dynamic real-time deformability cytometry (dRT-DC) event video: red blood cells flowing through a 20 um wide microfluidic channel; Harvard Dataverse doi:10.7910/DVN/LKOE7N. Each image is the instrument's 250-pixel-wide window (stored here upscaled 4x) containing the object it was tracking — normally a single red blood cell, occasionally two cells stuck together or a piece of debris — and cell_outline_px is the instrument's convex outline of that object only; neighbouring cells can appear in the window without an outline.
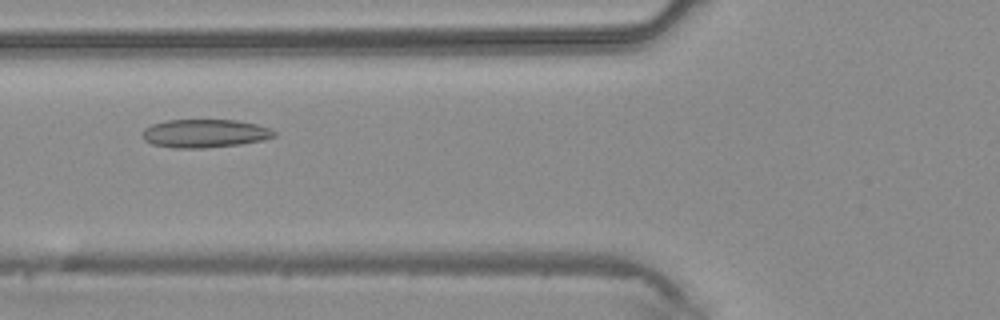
{"species": "common noctule bat (a hibernating species)", "species_latin": "Nyctalus noctula", "temperature_condition": "warm", "stored_images_in_passage": 29, "camera_frame_rate_fps": 3000, "um_per_image_px": 0.085, "animal": {"sex": "male", "body_mass_g": 20.4}, "frame": {"image": 1, "passage_image": 3, "time_ms": 0.667, "image_size_px": [1000, 320], "cell_outline_px": [[276, 136], [260, 140], [240, 144], [200, 148], [172, 148], [152, 144], [144, 140], [140, 132], [144, 128], [152, 124], [168, 120], [236, 120], [256, 124], [272, 128], [276, 132]], "centroid_in_image_um": [17.37, 11.33], "position_along_channel_um": 108.4, "area_um2": 21.79}}
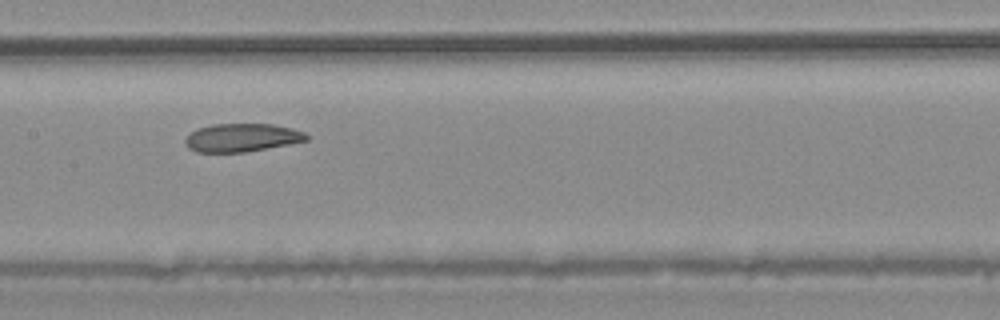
{"frame": {"image": 2, "passage_image": 8, "time_ms": 2.333, "image_size_px": [1000, 320], "cell_outline_px": [[308, 140], [268, 148], [244, 152], [196, 152], [188, 148], [184, 144], [184, 140], [196, 128], [212, 124], [272, 124], [292, 128], [304, 132], [308, 136]], "centroid_in_image_um": [20.53, 11.7], "position_along_channel_um": 186.9, "area_um2": 19.94}}
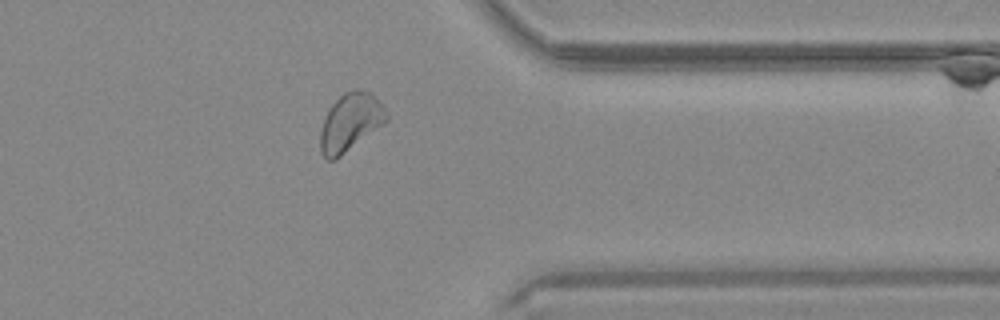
{"frame": {"image": 3, "passage_image": 21, "time_ms": 6.667, "image_size_px": [1000, 320], "cell_outline_px": [[388, 120], [336, 160], [328, 160], [320, 152], [320, 132], [324, 116], [328, 108], [344, 92], [352, 88], [364, 88], [384, 108], [388, 116]], "centroid_in_image_um": [29.74, 10.39], "position_along_channel_um": 381.7, "area_um2": 22.25}}